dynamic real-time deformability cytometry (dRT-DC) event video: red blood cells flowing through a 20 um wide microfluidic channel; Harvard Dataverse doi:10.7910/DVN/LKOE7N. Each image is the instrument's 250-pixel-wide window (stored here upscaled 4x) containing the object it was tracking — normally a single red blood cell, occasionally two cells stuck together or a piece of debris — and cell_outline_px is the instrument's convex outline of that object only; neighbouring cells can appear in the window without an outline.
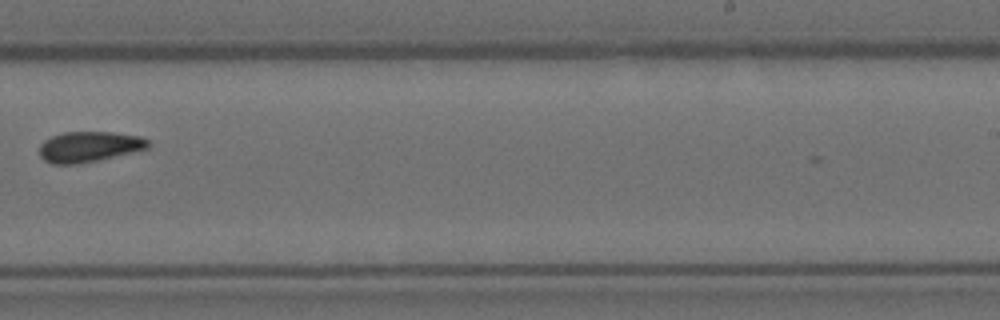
{"species": "Egyptian fruit bat (a non-hibernating species)", "species_latin": "Rousettus aegyptiacus", "temperature_condition": "room temperature", "stored_images_in_passage": 10, "camera_frame_rate_fps": 3000, "um_per_image_px": 0.085, "animal": {"sex": "female"}, "frame": {"image": 1, "passage_image": 10, "time_ms": 3.0, "image_size_px": [1000, 320], "cell_outline_px": [[148, 148], [132, 152], [96, 160], [76, 164], [52, 164], [44, 160], [40, 156], [40, 144], [44, 140], [52, 136], [64, 132], [112, 132], [140, 136], [148, 140]], "centroid_in_image_um": [7.54, 12.46], "position_along_channel_um": 281.5, "area_um2": 19.13}}